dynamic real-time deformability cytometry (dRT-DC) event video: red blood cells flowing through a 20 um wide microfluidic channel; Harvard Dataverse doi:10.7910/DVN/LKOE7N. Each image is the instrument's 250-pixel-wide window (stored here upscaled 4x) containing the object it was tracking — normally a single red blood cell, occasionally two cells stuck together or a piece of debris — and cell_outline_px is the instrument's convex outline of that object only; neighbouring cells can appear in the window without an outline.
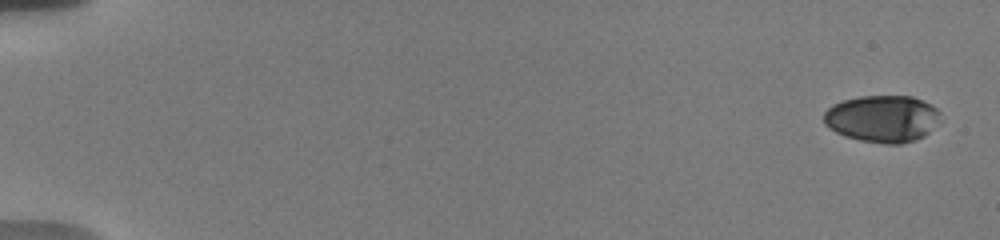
{"species": "human", "species_latin": "Homo sapiens", "temperature_condition": "warm", "stored_images_in_passage": 56, "camera_frame_rate_fps": 3000, "um_per_image_px": 0.085, "donor": {"sex": "male"}, "frame": {"image": 1, "passage_image": 1, "time_ms": 0.0, "image_size_px": [1000, 240], "cell_outline_px": [[936, 112], [928, 132], [924, 136], [916, 140], [900, 144], [884, 144], [860, 140], [844, 136], [836, 132], [824, 124], [824, 112], [832, 104], [844, 100], [860, 96], [912, 96], [932, 104], [936, 108]], "centroid_in_image_um": [74.91, 10.08], "position_along_channel_um": 10.1, "area_um2": 31.39}}
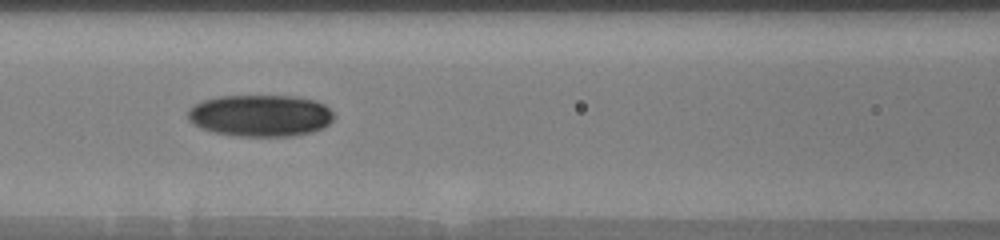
{"frame": {"image": 2, "passage_image": 26, "time_ms": 8.333, "image_size_px": [1000, 240], "cell_outline_px": [[336, 116], [324, 128], [312, 132], [296, 136], [232, 136], [212, 132], [200, 128], [192, 124], [188, 120], [188, 108], [192, 104], [204, 100], [220, 96], [300, 96], [316, 100], [324, 104]], "centroid_in_image_um": [22.12, 9.83], "position_along_channel_um": 144.5, "area_um2": 36.18}}
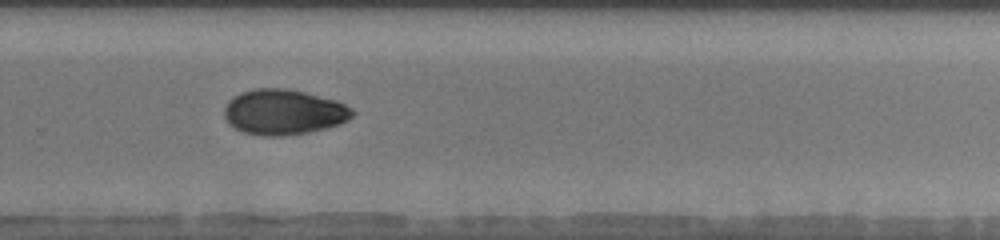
{"frame": {"image": 3, "passage_image": 39, "time_ms": 12.667, "image_size_px": [1000, 240], "cell_outline_px": [[356, 112], [348, 120], [340, 124], [308, 132], [280, 136], [264, 136], [240, 132], [228, 124], [224, 116], [224, 108], [228, 100], [232, 96], [240, 92], [256, 88], [288, 88], [336, 100], [352, 108]], "centroid_in_image_um": [24.07, 9.52], "position_along_channel_um": 305.7, "area_um2": 34.16}}